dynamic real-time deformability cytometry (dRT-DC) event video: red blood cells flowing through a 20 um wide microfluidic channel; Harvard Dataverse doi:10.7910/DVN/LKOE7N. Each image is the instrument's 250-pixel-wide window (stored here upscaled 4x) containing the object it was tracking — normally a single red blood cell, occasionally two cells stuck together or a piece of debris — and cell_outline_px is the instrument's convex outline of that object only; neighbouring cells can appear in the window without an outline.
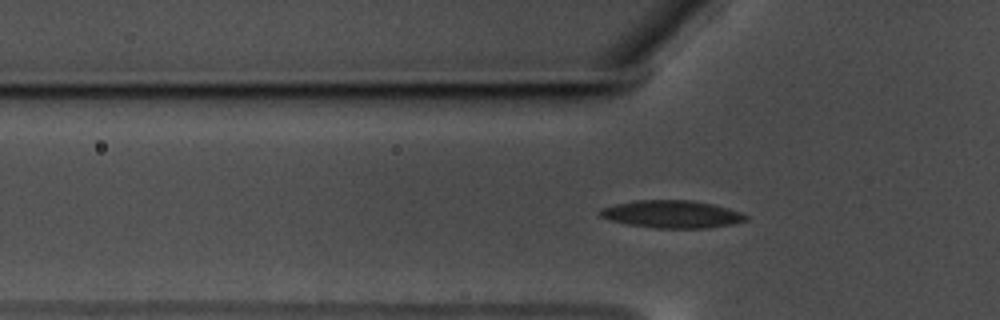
{"species": "common noctule bat (a hibernating species)", "species_latin": "Nyctalus noctula", "temperature_condition": "warm", "stored_images_in_passage": 44, "camera_frame_rate_fps": 3000, "um_per_image_px": 0.085, "animal": {"sex": "male", "body_mass_g": 17.5, "forearm_length_mm": 52.3}, "frame": {"image": 1, "passage_image": 10, "time_ms": 3.0, "image_size_px": [1000, 320], "cell_outline_px": [[748, 220], [732, 224], [704, 228], [656, 228], [628, 224], [612, 220], [600, 216], [600, 208], [616, 204], [636, 200], [692, 200], [712, 204], [728, 208], [740, 212], [748, 216]], "centroid_in_image_um": [57.13, 18.2], "position_along_channel_um": 68.7, "area_um2": 23.24}}
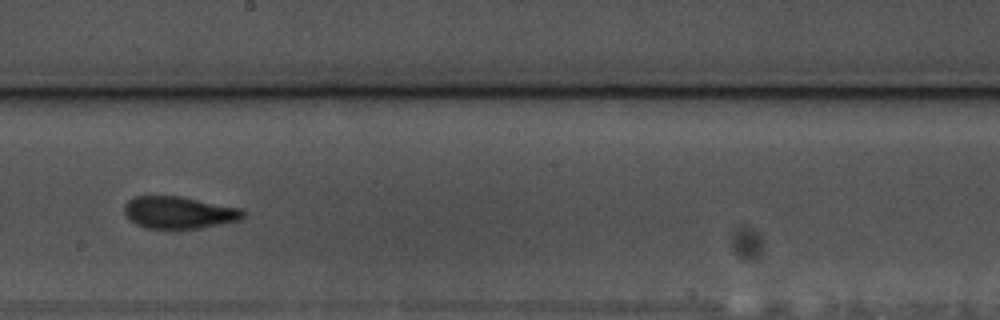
{"frame": {"image": 2, "passage_image": 24, "time_ms": 7.667, "image_size_px": [1000, 320], "cell_outline_px": [[244, 216], [240, 220], [200, 228], [176, 232], [144, 228], [136, 224], [124, 212], [124, 204], [128, 200], [136, 196], [180, 196], [240, 208], [244, 212]], "centroid_in_image_um": [15.18, 18.11], "position_along_channel_um": 233.0, "area_um2": 22.83}}
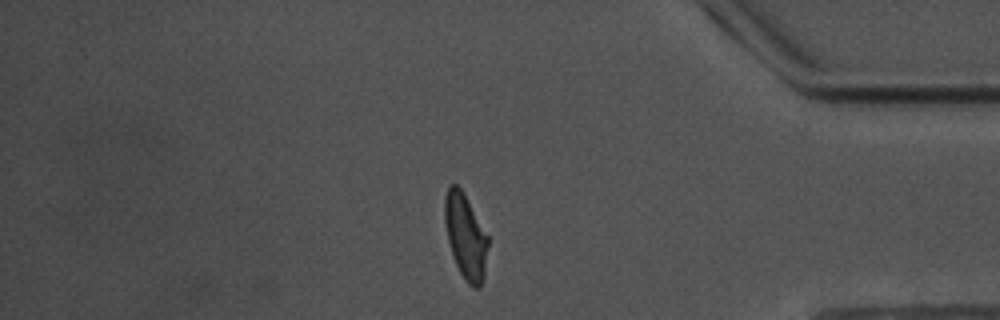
{"frame": {"image": 3, "passage_image": 40, "time_ms": 13.0, "image_size_px": [1000, 320], "cell_outline_px": [[488, 244], [484, 276], [480, 284], [476, 288], [472, 288], [464, 280], [452, 256], [448, 240], [444, 220], [444, 196], [448, 184], [456, 184], [464, 192], [488, 236]], "centroid_in_image_um": [39.55, 20.05], "position_along_channel_um": 395.7, "area_um2": 21.56}}